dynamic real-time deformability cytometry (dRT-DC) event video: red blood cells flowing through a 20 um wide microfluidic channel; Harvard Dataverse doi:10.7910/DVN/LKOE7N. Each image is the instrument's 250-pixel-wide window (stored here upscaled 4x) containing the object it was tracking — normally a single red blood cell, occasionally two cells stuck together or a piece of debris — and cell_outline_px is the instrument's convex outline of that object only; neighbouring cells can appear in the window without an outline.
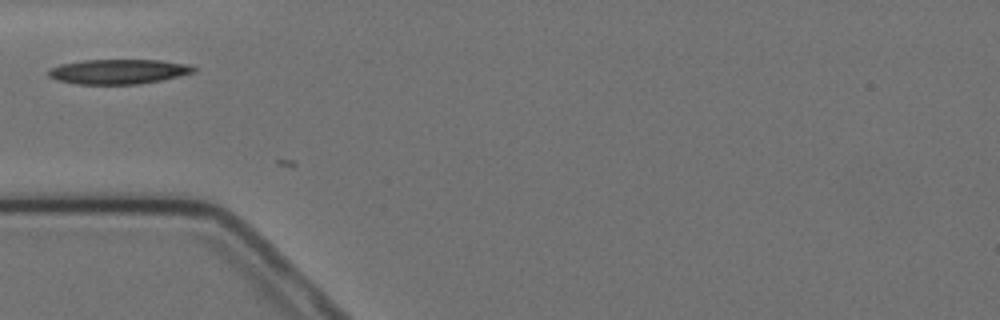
{"species": "Egyptian fruit bat (a non-hibernating species)", "species_latin": "Rousettus aegyptiacus", "temperature_condition": "cold", "stored_images_in_passage": 2, "camera_frame_rate_fps": 3000, "um_per_image_px": 0.085, "animal": {"sex": "female"}, "frame": {"image": 1, "passage_image": 2, "time_ms": 1.333, "image_size_px": [1000, 320], "cell_outline_px": [[196, 72], [160, 80], [136, 84], [76, 84], [56, 80], [48, 76], [48, 68], [60, 64], [84, 60], [160, 60], [188, 64], [196, 68]], "centroid_in_image_um": [10.03, 6.08], "position_along_channel_um": 75.0, "area_um2": 20.98}}